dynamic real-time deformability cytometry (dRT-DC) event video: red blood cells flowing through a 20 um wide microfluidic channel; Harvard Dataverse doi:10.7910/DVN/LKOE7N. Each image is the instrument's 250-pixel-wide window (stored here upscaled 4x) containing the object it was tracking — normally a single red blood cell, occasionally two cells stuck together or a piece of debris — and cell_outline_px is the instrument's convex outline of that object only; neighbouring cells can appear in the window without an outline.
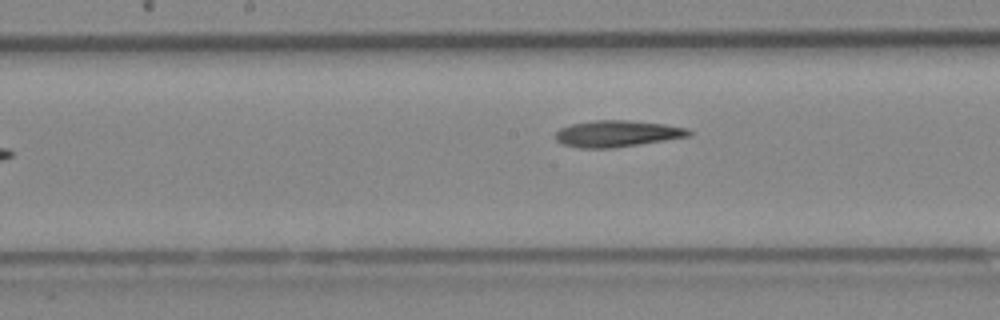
{"species": "Egyptian fruit bat (a non-hibernating species)", "species_latin": "Rousettus aegyptiacus", "temperature_condition": "cold", "stored_images_in_passage": 8, "camera_frame_rate_fps": 3000, "um_per_image_px": 0.085, "animal": {"sex": "female"}, "frame": {"image": 1, "passage_image": 8, "time_ms": 2.333, "image_size_px": [1000, 320], "cell_outline_px": [[692, 136], [640, 144], [612, 148], [580, 148], [564, 144], [556, 140], [556, 132], [560, 128], [572, 124], [592, 120], [628, 120], [664, 124], [688, 128], [692, 132]], "centroid_in_image_um": [52.49, 11.35], "position_along_channel_um": 195.7, "area_um2": 20.58}}